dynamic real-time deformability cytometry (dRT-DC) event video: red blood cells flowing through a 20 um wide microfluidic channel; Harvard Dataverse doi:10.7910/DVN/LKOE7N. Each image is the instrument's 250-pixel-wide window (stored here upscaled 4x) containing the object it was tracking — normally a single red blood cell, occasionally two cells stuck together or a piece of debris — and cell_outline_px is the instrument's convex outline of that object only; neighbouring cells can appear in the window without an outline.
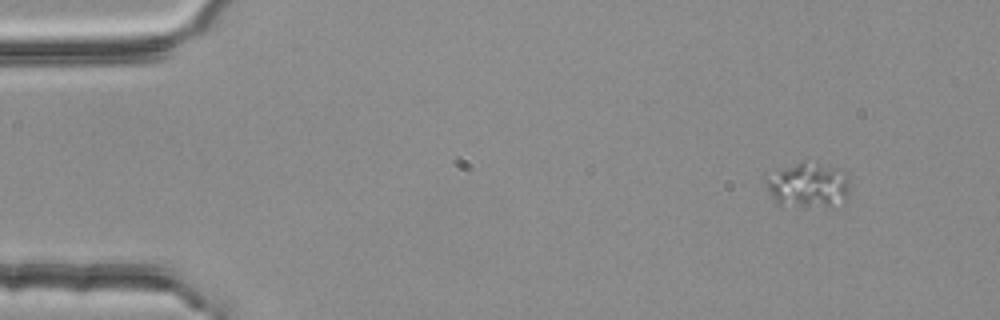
{"species": "common noctule bat (a hibernating species)", "species_latin": "Nyctalus noctula", "temperature_condition": "room temperature", "stored_images_in_passage": 4, "camera_frame_rate_fps": 3000, "um_per_image_px": 0.085, "animal": {"sex": "female", "body_mass_g": 25.1}, "frame": {"image": 1, "passage_image": 1, "time_ms": 0.0, "image_size_px": [1000, 320], "cell_outline_px": [[848, 192], [844, 200], [832, 208], [776, 204], [764, 184], [764, 176], [796, 164], [816, 160], [844, 172], [848, 180]], "centroid_in_image_um": [68.68, 15.75], "position_along_channel_um": 16.3, "area_um2": 22.14}}